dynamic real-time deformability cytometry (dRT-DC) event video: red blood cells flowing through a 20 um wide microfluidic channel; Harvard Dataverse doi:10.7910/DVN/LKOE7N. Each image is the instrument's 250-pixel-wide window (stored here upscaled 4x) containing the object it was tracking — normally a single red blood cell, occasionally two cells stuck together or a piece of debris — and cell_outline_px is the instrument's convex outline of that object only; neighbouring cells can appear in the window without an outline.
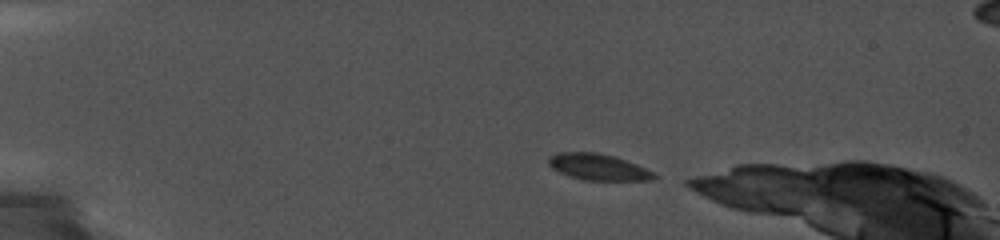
{"species": "common noctule bat (a hibernating species)", "species_latin": "Nyctalus noctula", "temperature_condition": "cold", "stored_images_in_passage": 35, "camera_frame_rate_fps": 5000, "um_per_image_px": 0.085, "animal": {"sex": "female", "body_mass_g": 19.0, "forearm_length_mm": 56.7}, "frame": {"image": 1, "passage_image": 1, "time_ms": 0.0, "image_size_px": [1000, 240], "cell_outline_px": [[660, 176], [652, 180], [584, 180], [568, 176], [552, 168], [548, 164], [548, 156], [556, 152], [596, 152], [616, 156], [636, 164]], "centroid_in_image_um": [50.82, 14.19], "position_along_channel_um": 34.2, "area_um2": 16.3}}
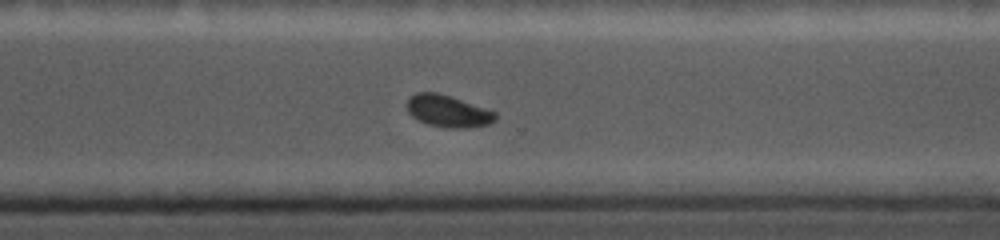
{"frame": {"image": 2, "passage_image": 28, "time_ms": 10.0, "image_size_px": [1000, 240], "cell_outline_px": [[496, 120], [488, 124], [468, 128], [448, 128], [428, 124], [412, 116], [408, 112], [408, 100], [416, 92], [436, 92], [496, 112]], "centroid_in_image_um": [38.08, 9.46], "position_along_channel_um": 332.5, "area_um2": 16.07}}
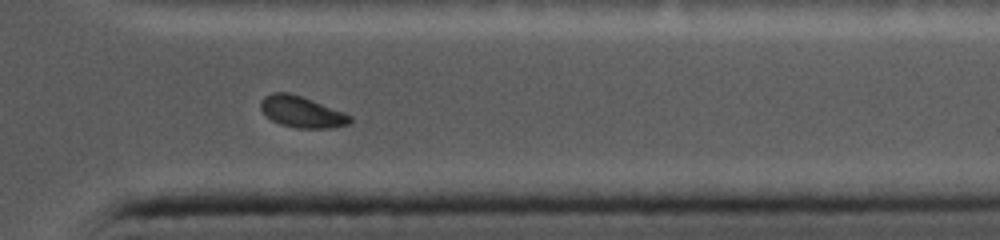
{"frame": {"image": 3, "passage_image": 31, "time_ms": 11.4, "image_size_px": [1000, 240], "cell_outline_px": [[352, 120], [348, 124], [332, 128], [296, 128], [280, 124], [272, 120], [260, 108], [260, 100], [264, 96], [272, 92], [288, 92], [312, 100], [344, 112], [352, 116]], "centroid_in_image_um": [25.64, 9.51], "position_along_channel_um": 385.8, "area_um2": 16.24}}